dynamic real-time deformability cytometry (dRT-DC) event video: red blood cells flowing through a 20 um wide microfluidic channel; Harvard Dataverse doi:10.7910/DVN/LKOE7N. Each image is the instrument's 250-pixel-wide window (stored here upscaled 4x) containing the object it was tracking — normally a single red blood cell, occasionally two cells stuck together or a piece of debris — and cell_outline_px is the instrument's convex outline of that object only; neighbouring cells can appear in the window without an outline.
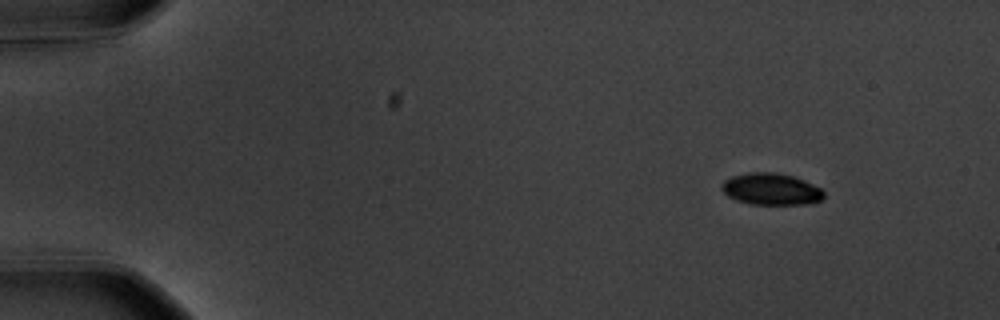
{"species": "common noctule bat (a hibernating species)", "species_latin": "Nyctalus noctula", "temperature_condition": "warm", "stored_images_in_passage": 51, "camera_frame_rate_fps": 3000, "um_per_image_px": 0.085, "animal": {"sex": "male", "body_mass_g": 20.1, "forearm_length_mm": 53.5}, "frame": {"image": 1, "passage_image": 1, "time_ms": 0.0, "image_size_px": [1000, 320], "cell_outline_px": [[824, 196], [820, 200], [808, 204], [752, 204], [736, 200], [728, 196], [720, 188], [720, 184], [724, 180], [732, 176], [748, 172], [776, 172], [792, 176], [804, 180], [820, 188], [824, 192]], "centroid_in_image_um": [65.51, 16.06], "position_along_channel_um": 19.5, "area_um2": 18.9}}
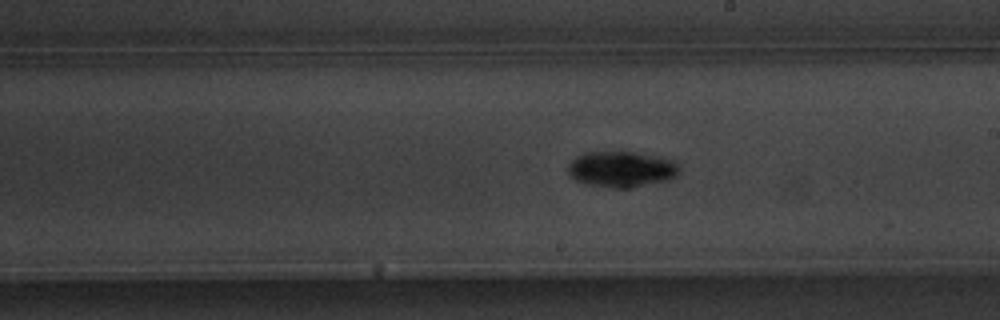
{"frame": {"image": 2, "passage_image": 28, "time_ms": 9.0, "image_size_px": [1000, 320], "cell_outline_px": [[680, 168], [676, 176], [668, 180], [632, 188], [612, 188], [584, 184], [568, 176], [568, 164], [576, 156], [584, 152], [636, 152], [660, 156], [676, 160], [680, 164]], "centroid_in_image_um": [52.84, 14.38], "position_along_channel_um": 236.2, "area_um2": 23.81}}
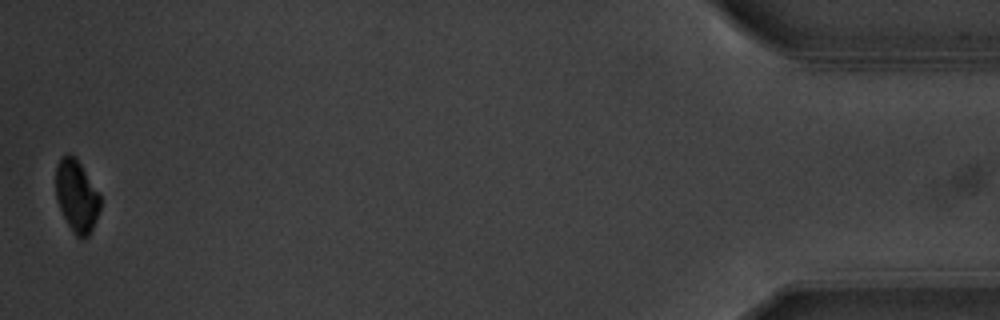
{"frame": {"image": 3, "passage_image": 51, "time_ms": 16.667, "image_size_px": [1000, 320], "cell_outline_px": [[100, 208], [92, 232], [84, 240], [80, 240], [72, 232], [60, 208], [56, 196], [56, 168], [60, 156], [68, 152], [80, 164], [100, 196]], "centroid_in_image_um": [6.51, 16.71], "position_along_channel_um": 428.7, "area_um2": 18.55}}